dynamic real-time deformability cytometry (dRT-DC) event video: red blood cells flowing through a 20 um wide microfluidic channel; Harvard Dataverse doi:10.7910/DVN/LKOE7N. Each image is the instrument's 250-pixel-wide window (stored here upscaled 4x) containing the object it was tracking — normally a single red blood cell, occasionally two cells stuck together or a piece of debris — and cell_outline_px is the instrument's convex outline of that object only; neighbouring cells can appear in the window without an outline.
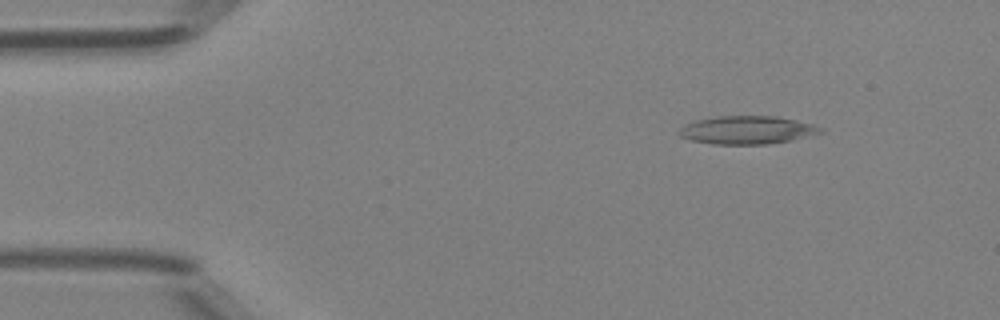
{"species": "Egyptian fruit bat (a non-hibernating species)", "species_latin": "Rousettus aegyptiacus", "temperature_condition": "room temperature", "stored_images_in_passage": 6, "camera_frame_rate_fps": 3000, "um_per_image_px": 0.085, "animal": {"sex": "female"}, "frame": {"image": 1, "passage_image": 2, "time_ms": 1.333, "image_size_px": [1000, 320], "cell_outline_px": [[824, 132], [792, 140], [768, 144], [712, 144], [692, 140], [680, 136], [676, 132], [680, 128], [696, 120], [716, 116], [776, 116], [796, 120], [812, 124], [824, 128]], "centroid_in_image_um": [63.52, 11.05], "position_along_channel_um": 21.5, "area_um2": 23.18}}
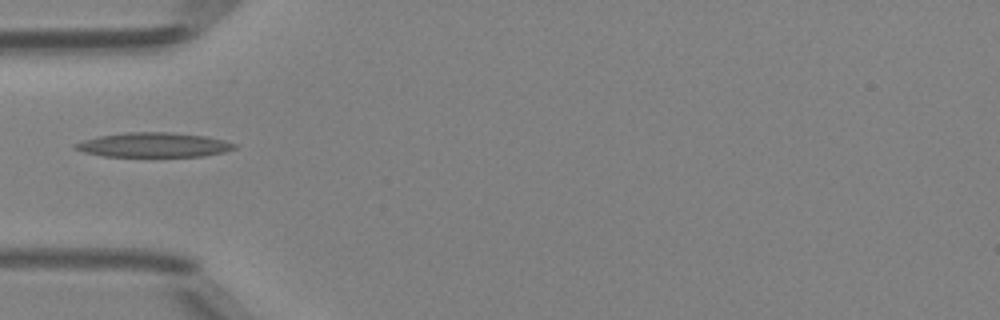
{"frame": {"image": 2, "passage_image": 5, "time_ms": 4.667, "image_size_px": [1000, 320], "cell_outline_px": [[236, 148], [224, 152], [204, 156], [104, 156], [84, 152], [72, 148], [72, 144], [84, 140], [100, 136], [124, 132], [172, 132], [208, 136], [224, 140], [236, 144]], "centroid_in_image_um": [13.07, 12.31], "position_along_channel_um": 71.9, "area_um2": 22.83}}
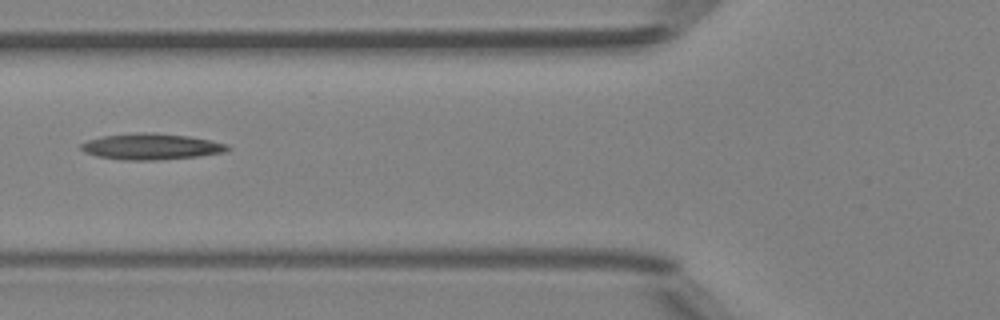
{"frame": {"image": 3, "passage_image": 6, "time_ms": 5.667, "image_size_px": [1000, 320], "cell_outline_px": [[232, 148], [224, 152], [200, 156], [156, 160], [124, 160], [96, 156], [84, 152], [80, 148], [80, 144], [88, 140], [104, 136], [136, 132], [148, 132], [188, 136], [228, 144]], "centroid_in_image_um": [12.84, 12.46], "position_along_channel_um": 113.0, "area_um2": 22.25}}